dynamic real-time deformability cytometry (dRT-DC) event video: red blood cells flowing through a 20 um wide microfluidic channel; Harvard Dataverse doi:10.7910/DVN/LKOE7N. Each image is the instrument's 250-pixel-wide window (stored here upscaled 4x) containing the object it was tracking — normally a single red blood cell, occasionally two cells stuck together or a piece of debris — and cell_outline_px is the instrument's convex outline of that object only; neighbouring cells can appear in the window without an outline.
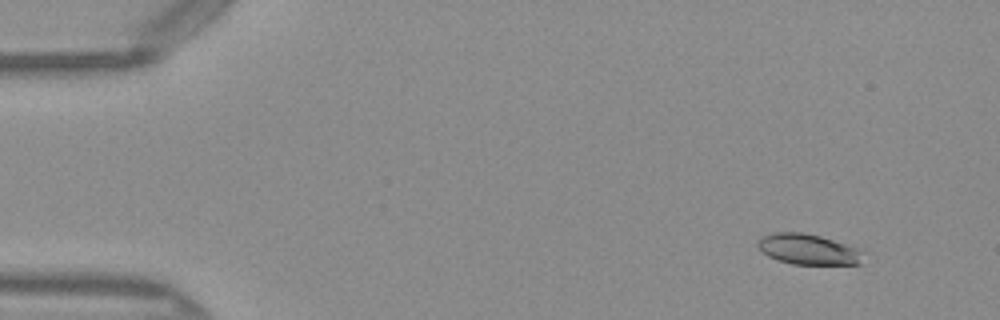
{"species": "Egyptian fruit bat (a non-hibernating species)", "species_latin": "Rousettus aegyptiacus", "temperature_condition": "warm", "stored_images_in_passage": 51, "camera_frame_rate_fps": 3000, "um_per_image_px": 0.085, "frame": {"image": 1, "passage_image": 5, "time_ms": 1.333, "image_size_px": [1000, 320], "cell_outline_px": [[868, 252], [864, 264], [792, 264], [768, 256], [756, 244], [764, 236], [772, 232], [804, 232], [820, 236], [864, 248]], "centroid_in_image_um": [68.88, 21.19], "position_along_channel_um": 16.1, "area_um2": 19.31}}
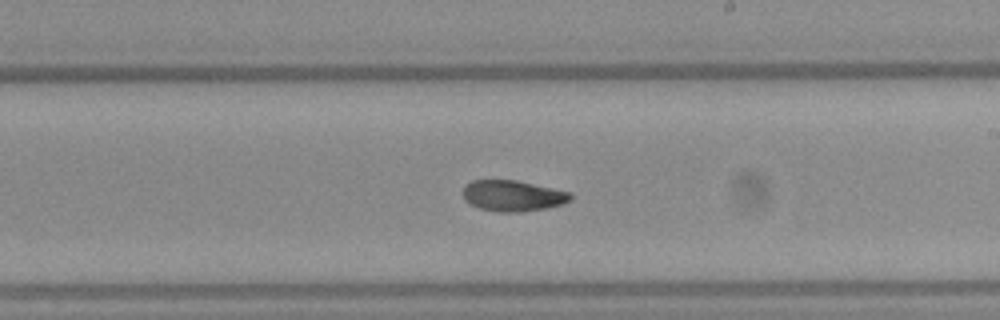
{"frame": {"image": 2, "passage_image": 30, "time_ms": 9.667, "image_size_px": [1000, 320], "cell_outline_px": [[572, 196], [564, 204], [548, 208], [520, 212], [500, 212], [480, 208], [464, 200], [464, 184], [472, 180], [516, 180], [572, 192]], "centroid_in_image_um": [43.6, 16.63], "position_along_channel_um": 245.4, "area_um2": 19.42}}
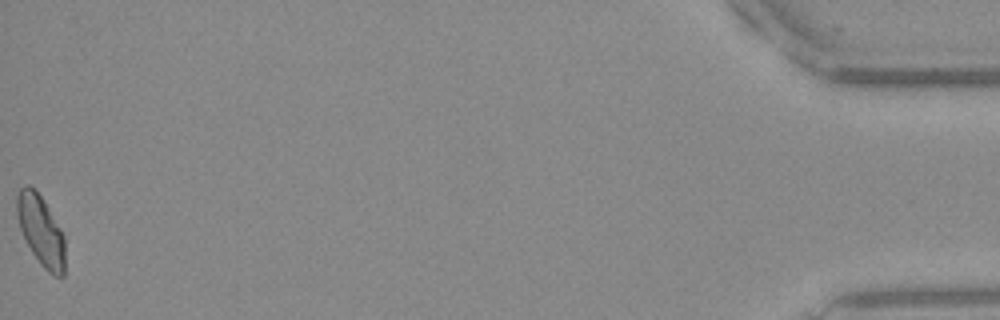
{"frame": {"image": 3, "passage_image": 51, "time_ms": 16.667, "image_size_px": [1000, 320], "cell_outline_px": [[64, 276], [52, 276], [40, 264], [32, 252], [20, 228], [16, 216], [16, 196], [20, 188], [24, 184], [28, 184], [36, 188], [60, 228], [64, 236]], "centroid_in_image_um": [3.45, 19.56], "position_along_channel_um": 431.7, "area_um2": 19.71}, "authors_computed_cell_mechanics": {"area_um2": 19.652, "velocity_mm_per_s": 4.0649, "shape_relaxation_time_tau1_ms": 3.4642, "shape_relaxation_time_tau2_ms": 4.444, "deformation_change_tau1": 0.142, "deformation_change_tau2": 0.0982}}